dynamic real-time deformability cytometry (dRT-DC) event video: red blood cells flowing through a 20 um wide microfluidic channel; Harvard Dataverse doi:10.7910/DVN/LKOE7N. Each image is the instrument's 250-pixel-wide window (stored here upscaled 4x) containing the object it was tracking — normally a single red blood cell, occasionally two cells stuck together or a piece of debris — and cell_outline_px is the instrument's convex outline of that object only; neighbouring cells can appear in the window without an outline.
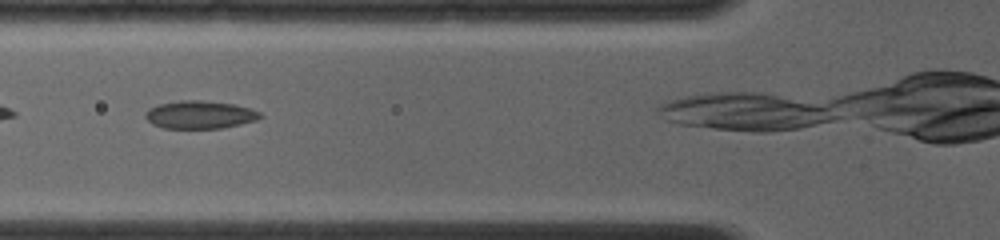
{"species": "common noctule bat (a hibernating species)", "species_latin": "Nyctalus noctula", "temperature_condition": "room temperature", "stored_images_in_passage": 32, "camera_frame_rate_fps": 4000, "um_per_image_px": 0.085, "animal": {"sex": "female", "body_mass_g": 19.0, "forearm_length_mm": 56.7}, "frame": {"image": 1, "passage_image": 5, "time_ms": 1.0, "image_size_px": [1000, 240], "cell_outline_px": [[264, 116], [256, 120], [240, 124], [220, 128], [164, 128], [152, 124], [144, 116], [144, 112], [148, 108], [160, 104], [180, 100], [200, 100], [232, 104], [248, 108], [260, 112]], "centroid_in_image_um": [16.95, 9.75], "position_along_channel_um": 108.8, "area_um2": 18.55}}